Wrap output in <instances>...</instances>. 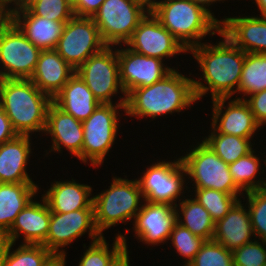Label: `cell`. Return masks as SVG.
<instances>
[{
    "label": "cell",
    "mask_w": 266,
    "mask_h": 266,
    "mask_svg": "<svg viewBox=\"0 0 266 266\" xmlns=\"http://www.w3.org/2000/svg\"><path fill=\"white\" fill-rule=\"evenodd\" d=\"M217 45L201 43L190 49L195 59L200 64L203 80L208 84L193 79L194 92L197 100L209 90L212 100L217 98H230L238 92L241 73L245 62V52L235 46L225 35ZM237 86L234 90V86Z\"/></svg>",
    "instance_id": "6da1fadb"
},
{
    "label": "cell",
    "mask_w": 266,
    "mask_h": 266,
    "mask_svg": "<svg viewBox=\"0 0 266 266\" xmlns=\"http://www.w3.org/2000/svg\"><path fill=\"white\" fill-rule=\"evenodd\" d=\"M197 100L193 79L172 69L166 76L150 86L135 88L126 95V115L140 118L180 112Z\"/></svg>",
    "instance_id": "7a4b0ae2"
},
{
    "label": "cell",
    "mask_w": 266,
    "mask_h": 266,
    "mask_svg": "<svg viewBox=\"0 0 266 266\" xmlns=\"http://www.w3.org/2000/svg\"><path fill=\"white\" fill-rule=\"evenodd\" d=\"M51 103L30 79H0V107L18 135L43 132Z\"/></svg>",
    "instance_id": "3957f363"
},
{
    "label": "cell",
    "mask_w": 266,
    "mask_h": 266,
    "mask_svg": "<svg viewBox=\"0 0 266 266\" xmlns=\"http://www.w3.org/2000/svg\"><path fill=\"white\" fill-rule=\"evenodd\" d=\"M150 12L188 52L207 34L220 32V21L192 0L159 1Z\"/></svg>",
    "instance_id": "277c9868"
},
{
    "label": "cell",
    "mask_w": 266,
    "mask_h": 266,
    "mask_svg": "<svg viewBox=\"0 0 266 266\" xmlns=\"http://www.w3.org/2000/svg\"><path fill=\"white\" fill-rule=\"evenodd\" d=\"M143 197L136 180L113 178L109 189L93 196L94 220L97 230L102 232L119 222L136 218Z\"/></svg>",
    "instance_id": "5b68a950"
},
{
    "label": "cell",
    "mask_w": 266,
    "mask_h": 266,
    "mask_svg": "<svg viewBox=\"0 0 266 266\" xmlns=\"http://www.w3.org/2000/svg\"><path fill=\"white\" fill-rule=\"evenodd\" d=\"M41 51L10 19H0V79H30Z\"/></svg>",
    "instance_id": "8992f818"
},
{
    "label": "cell",
    "mask_w": 266,
    "mask_h": 266,
    "mask_svg": "<svg viewBox=\"0 0 266 266\" xmlns=\"http://www.w3.org/2000/svg\"><path fill=\"white\" fill-rule=\"evenodd\" d=\"M126 97L120 99L117 105L100 103L94 112L82 122L83 146L82 161L89 159L91 165L98 166L103 163L105 155L109 152L116 139L118 130L117 109H125Z\"/></svg>",
    "instance_id": "52a82bcc"
},
{
    "label": "cell",
    "mask_w": 266,
    "mask_h": 266,
    "mask_svg": "<svg viewBox=\"0 0 266 266\" xmlns=\"http://www.w3.org/2000/svg\"><path fill=\"white\" fill-rule=\"evenodd\" d=\"M180 159L196 188L241 195L242 191L236 186L229 172V164L218 157L204 141Z\"/></svg>",
    "instance_id": "ba28073f"
},
{
    "label": "cell",
    "mask_w": 266,
    "mask_h": 266,
    "mask_svg": "<svg viewBox=\"0 0 266 266\" xmlns=\"http://www.w3.org/2000/svg\"><path fill=\"white\" fill-rule=\"evenodd\" d=\"M148 12L133 0H105L92 18L102 41L111 46L125 44Z\"/></svg>",
    "instance_id": "9c48e42d"
},
{
    "label": "cell",
    "mask_w": 266,
    "mask_h": 266,
    "mask_svg": "<svg viewBox=\"0 0 266 266\" xmlns=\"http://www.w3.org/2000/svg\"><path fill=\"white\" fill-rule=\"evenodd\" d=\"M106 46L92 17L74 15L65 23L55 50L77 70L90 56Z\"/></svg>",
    "instance_id": "30bf717a"
},
{
    "label": "cell",
    "mask_w": 266,
    "mask_h": 266,
    "mask_svg": "<svg viewBox=\"0 0 266 266\" xmlns=\"http://www.w3.org/2000/svg\"><path fill=\"white\" fill-rule=\"evenodd\" d=\"M75 73L102 104H112L111 96L118 93V88L125 94L120 82L117 51L114 52L111 46L90 56Z\"/></svg>",
    "instance_id": "8fae6325"
},
{
    "label": "cell",
    "mask_w": 266,
    "mask_h": 266,
    "mask_svg": "<svg viewBox=\"0 0 266 266\" xmlns=\"http://www.w3.org/2000/svg\"><path fill=\"white\" fill-rule=\"evenodd\" d=\"M186 170L179 158L176 162H158L147 168L137 181L144 201L165 203L176 206V199L181 195L184 185L183 174ZM175 205H174V204Z\"/></svg>",
    "instance_id": "7c38bea8"
},
{
    "label": "cell",
    "mask_w": 266,
    "mask_h": 266,
    "mask_svg": "<svg viewBox=\"0 0 266 266\" xmlns=\"http://www.w3.org/2000/svg\"><path fill=\"white\" fill-rule=\"evenodd\" d=\"M87 229L93 242L103 236L95 225L93 203L87 209L68 213L51 212L49 232L42 245L53 255L66 256L65 251L62 249L59 251V247L67 246L87 232Z\"/></svg>",
    "instance_id": "4fadbf2b"
},
{
    "label": "cell",
    "mask_w": 266,
    "mask_h": 266,
    "mask_svg": "<svg viewBox=\"0 0 266 266\" xmlns=\"http://www.w3.org/2000/svg\"><path fill=\"white\" fill-rule=\"evenodd\" d=\"M125 44L136 53L161 60L187 51L151 12L139 22Z\"/></svg>",
    "instance_id": "5bb4252c"
},
{
    "label": "cell",
    "mask_w": 266,
    "mask_h": 266,
    "mask_svg": "<svg viewBox=\"0 0 266 266\" xmlns=\"http://www.w3.org/2000/svg\"><path fill=\"white\" fill-rule=\"evenodd\" d=\"M117 57L124 97L135 88L158 82L172 70V68H165L161 59L136 53L129 48L117 49Z\"/></svg>",
    "instance_id": "9a60e30c"
},
{
    "label": "cell",
    "mask_w": 266,
    "mask_h": 266,
    "mask_svg": "<svg viewBox=\"0 0 266 266\" xmlns=\"http://www.w3.org/2000/svg\"><path fill=\"white\" fill-rule=\"evenodd\" d=\"M176 206L146 201L137 213L134 231L137 238L146 244L157 245L169 240L177 222Z\"/></svg>",
    "instance_id": "2e32d148"
},
{
    "label": "cell",
    "mask_w": 266,
    "mask_h": 266,
    "mask_svg": "<svg viewBox=\"0 0 266 266\" xmlns=\"http://www.w3.org/2000/svg\"><path fill=\"white\" fill-rule=\"evenodd\" d=\"M228 99L217 98L212 100V129L221 134L234 135L247 139L252 138V135L255 134L260 124L256 121L248 103L241 98L233 99L229 102L225 112H223L224 103Z\"/></svg>",
    "instance_id": "e0dca14e"
},
{
    "label": "cell",
    "mask_w": 266,
    "mask_h": 266,
    "mask_svg": "<svg viewBox=\"0 0 266 266\" xmlns=\"http://www.w3.org/2000/svg\"><path fill=\"white\" fill-rule=\"evenodd\" d=\"M220 24V32L245 53L266 54V16L228 17Z\"/></svg>",
    "instance_id": "ac0fdd59"
},
{
    "label": "cell",
    "mask_w": 266,
    "mask_h": 266,
    "mask_svg": "<svg viewBox=\"0 0 266 266\" xmlns=\"http://www.w3.org/2000/svg\"><path fill=\"white\" fill-rule=\"evenodd\" d=\"M44 132L52 136V149L61 151V145L82 161L83 126L82 122L64 112L53 102L47 111Z\"/></svg>",
    "instance_id": "d6986e66"
},
{
    "label": "cell",
    "mask_w": 266,
    "mask_h": 266,
    "mask_svg": "<svg viewBox=\"0 0 266 266\" xmlns=\"http://www.w3.org/2000/svg\"><path fill=\"white\" fill-rule=\"evenodd\" d=\"M42 202L43 204L31 200L16 216L11 228L5 234L11 243L14 244L20 234L24 235V244L45 242L49 232L51 210L44 199Z\"/></svg>",
    "instance_id": "ffe728a7"
},
{
    "label": "cell",
    "mask_w": 266,
    "mask_h": 266,
    "mask_svg": "<svg viewBox=\"0 0 266 266\" xmlns=\"http://www.w3.org/2000/svg\"><path fill=\"white\" fill-rule=\"evenodd\" d=\"M9 19L41 50H55L66 23L36 16L27 7L18 8Z\"/></svg>",
    "instance_id": "44dd1931"
},
{
    "label": "cell",
    "mask_w": 266,
    "mask_h": 266,
    "mask_svg": "<svg viewBox=\"0 0 266 266\" xmlns=\"http://www.w3.org/2000/svg\"><path fill=\"white\" fill-rule=\"evenodd\" d=\"M75 72L56 50H42L30 80L53 99Z\"/></svg>",
    "instance_id": "7402d4cb"
},
{
    "label": "cell",
    "mask_w": 266,
    "mask_h": 266,
    "mask_svg": "<svg viewBox=\"0 0 266 266\" xmlns=\"http://www.w3.org/2000/svg\"><path fill=\"white\" fill-rule=\"evenodd\" d=\"M242 205L239 200L222 219L215 223L212 240L231 251L252 242L250 238L252 234L254 235L249 211L246 212Z\"/></svg>",
    "instance_id": "603a6c76"
},
{
    "label": "cell",
    "mask_w": 266,
    "mask_h": 266,
    "mask_svg": "<svg viewBox=\"0 0 266 266\" xmlns=\"http://www.w3.org/2000/svg\"><path fill=\"white\" fill-rule=\"evenodd\" d=\"M30 135H18L0 146V183H34L26 172Z\"/></svg>",
    "instance_id": "cb8c5ba5"
},
{
    "label": "cell",
    "mask_w": 266,
    "mask_h": 266,
    "mask_svg": "<svg viewBox=\"0 0 266 266\" xmlns=\"http://www.w3.org/2000/svg\"><path fill=\"white\" fill-rule=\"evenodd\" d=\"M52 102L81 122L86 120L100 104L76 73L53 97Z\"/></svg>",
    "instance_id": "d4e9b609"
},
{
    "label": "cell",
    "mask_w": 266,
    "mask_h": 266,
    "mask_svg": "<svg viewBox=\"0 0 266 266\" xmlns=\"http://www.w3.org/2000/svg\"><path fill=\"white\" fill-rule=\"evenodd\" d=\"M92 188L73 181H57L43 195L51 212L68 213L80 209H87L92 203L90 197Z\"/></svg>",
    "instance_id": "484cf974"
},
{
    "label": "cell",
    "mask_w": 266,
    "mask_h": 266,
    "mask_svg": "<svg viewBox=\"0 0 266 266\" xmlns=\"http://www.w3.org/2000/svg\"><path fill=\"white\" fill-rule=\"evenodd\" d=\"M34 183H0V233L6 234L16 216L38 192Z\"/></svg>",
    "instance_id": "4316f807"
},
{
    "label": "cell",
    "mask_w": 266,
    "mask_h": 266,
    "mask_svg": "<svg viewBox=\"0 0 266 266\" xmlns=\"http://www.w3.org/2000/svg\"><path fill=\"white\" fill-rule=\"evenodd\" d=\"M179 205L182 213L177 211L178 208L175 209L177 222L206 241L212 240L215 222L212 220L210 213L195 198L182 200ZM178 213L184 216L183 222L181 220L182 217H179Z\"/></svg>",
    "instance_id": "83f0119b"
},
{
    "label": "cell",
    "mask_w": 266,
    "mask_h": 266,
    "mask_svg": "<svg viewBox=\"0 0 266 266\" xmlns=\"http://www.w3.org/2000/svg\"><path fill=\"white\" fill-rule=\"evenodd\" d=\"M211 135L203 140L225 163L231 164L250 153L252 145L250 139L234 135L217 133L212 129Z\"/></svg>",
    "instance_id": "f1b7e54d"
},
{
    "label": "cell",
    "mask_w": 266,
    "mask_h": 266,
    "mask_svg": "<svg viewBox=\"0 0 266 266\" xmlns=\"http://www.w3.org/2000/svg\"><path fill=\"white\" fill-rule=\"evenodd\" d=\"M266 89V54L246 53L238 92L244 96Z\"/></svg>",
    "instance_id": "f546056e"
},
{
    "label": "cell",
    "mask_w": 266,
    "mask_h": 266,
    "mask_svg": "<svg viewBox=\"0 0 266 266\" xmlns=\"http://www.w3.org/2000/svg\"><path fill=\"white\" fill-rule=\"evenodd\" d=\"M257 156L254 155L252 150L247 155L240 157L237 161L229 164V172L236 186L241 190L250 192L257 189L266 188V181L258 180L256 182L257 172L260 174V162ZM255 178V179H254Z\"/></svg>",
    "instance_id": "4dcf8cb0"
},
{
    "label": "cell",
    "mask_w": 266,
    "mask_h": 266,
    "mask_svg": "<svg viewBox=\"0 0 266 266\" xmlns=\"http://www.w3.org/2000/svg\"><path fill=\"white\" fill-rule=\"evenodd\" d=\"M114 241L111 251L108 250V243L103 236L92 242L78 266H110L114 259L127 248L124 235L118 234Z\"/></svg>",
    "instance_id": "1f68e13d"
},
{
    "label": "cell",
    "mask_w": 266,
    "mask_h": 266,
    "mask_svg": "<svg viewBox=\"0 0 266 266\" xmlns=\"http://www.w3.org/2000/svg\"><path fill=\"white\" fill-rule=\"evenodd\" d=\"M195 189V199L210 213L215 223L222 219L240 200L238 195H230L215 189Z\"/></svg>",
    "instance_id": "d6a6232c"
},
{
    "label": "cell",
    "mask_w": 266,
    "mask_h": 266,
    "mask_svg": "<svg viewBox=\"0 0 266 266\" xmlns=\"http://www.w3.org/2000/svg\"><path fill=\"white\" fill-rule=\"evenodd\" d=\"M7 250L3 266H44L53 254L42 244H22L10 253Z\"/></svg>",
    "instance_id": "836d02e7"
},
{
    "label": "cell",
    "mask_w": 266,
    "mask_h": 266,
    "mask_svg": "<svg viewBox=\"0 0 266 266\" xmlns=\"http://www.w3.org/2000/svg\"><path fill=\"white\" fill-rule=\"evenodd\" d=\"M26 7L34 15L56 22H67L74 16L72 0H33Z\"/></svg>",
    "instance_id": "e575fe53"
},
{
    "label": "cell",
    "mask_w": 266,
    "mask_h": 266,
    "mask_svg": "<svg viewBox=\"0 0 266 266\" xmlns=\"http://www.w3.org/2000/svg\"><path fill=\"white\" fill-rule=\"evenodd\" d=\"M187 266H234L233 254L213 240L205 241Z\"/></svg>",
    "instance_id": "d590c367"
},
{
    "label": "cell",
    "mask_w": 266,
    "mask_h": 266,
    "mask_svg": "<svg viewBox=\"0 0 266 266\" xmlns=\"http://www.w3.org/2000/svg\"><path fill=\"white\" fill-rule=\"evenodd\" d=\"M172 244L176 248L178 254L187 258L185 261L187 266L196 256L197 252L201 249V246L205 243V239L193 234L189 229L183 227L176 222L173 230L170 233Z\"/></svg>",
    "instance_id": "8d00e7d4"
},
{
    "label": "cell",
    "mask_w": 266,
    "mask_h": 266,
    "mask_svg": "<svg viewBox=\"0 0 266 266\" xmlns=\"http://www.w3.org/2000/svg\"><path fill=\"white\" fill-rule=\"evenodd\" d=\"M254 236L266 243V188L245 193Z\"/></svg>",
    "instance_id": "74e56055"
},
{
    "label": "cell",
    "mask_w": 266,
    "mask_h": 266,
    "mask_svg": "<svg viewBox=\"0 0 266 266\" xmlns=\"http://www.w3.org/2000/svg\"><path fill=\"white\" fill-rule=\"evenodd\" d=\"M253 240L232 251L234 266H262L266 264V243Z\"/></svg>",
    "instance_id": "f35d334b"
},
{
    "label": "cell",
    "mask_w": 266,
    "mask_h": 266,
    "mask_svg": "<svg viewBox=\"0 0 266 266\" xmlns=\"http://www.w3.org/2000/svg\"><path fill=\"white\" fill-rule=\"evenodd\" d=\"M248 103L256 121L261 125L266 124V89L250 95Z\"/></svg>",
    "instance_id": "ab89813d"
},
{
    "label": "cell",
    "mask_w": 266,
    "mask_h": 266,
    "mask_svg": "<svg viewBox=\"0 0 266 266\" xmlns=\"http://www.w3.org/2000/svg\"><path fill=\"white\" fill-rule=\"evenodd\" d=\"M105 0H72L73 13L79 17H93Z\"/></svg>",
    "instance_id": "60d3db41"
},
{
    "label": "cell",
    "mask_w": 266,
    "mask_h": 266,
    "mask_svg": "<svg viewBox=\"0 0 266 266\" xmlns=\"http://www.w3.org/2000/svg\"><path fill=\"white\" fill-rule=\"evenodd\" d=\"M17 136L18 134L14 130L10 119L6 115L5 111L0 107V146Z\"/></svg>",
    "instance_id": "b9f144b4"
},
{
    "label": "cell",
    "mask_w": 266,
    "mask_h": 266,
    "mask_svg": "<svg viewBox=\"0 0 266 266\" xmlns=\"http://www.w3.org/2000/svg\"><path fill=\"white\" fill-rule=\"evenodd\" d=\"M16 6L15 8L8 9V4L12 3ZM19 8L18 0H0V19H9L15 11Z\"/></svg>",
    "instance_id": "7bdbcfd3"
},
{
    "label": "cell",
    "mask_w": 266,
    "mask_h": 266,
    "mask_svg": "<svg viewBox=\"0 0 266 266\" xmlns=\"http://www.w3.org/2000/svg\"><path fill=\"white\" fill-rule=\"evenodd\" d=\"M10 240L4 233H0V266H3L4 259L7 253V250L10 246Z\"/></svg>",
    "instance_id": "ee69618b"
},
{
    "label": "cell",
    "mask_w": 266,
    "mask_h": 266,
    "mask_svg": "<svg viewBox=\"0 0 266 266\" xmlns=\"http://www.w3.org/2000/svg\"><path fill=\"white\" fill-rule=\"evenodd\" d=\"M128 250L125 248L110 264V266H129Z\"/></svg>",
    "instance_id": "f6af8a7d"
},
{
    "label": "cell",
    "mask_w": 266,
    "mask_h": 266,
    "mask_svg": "<svg viewBox=\"0 0 266 266\" xmlns=\"http://www.w3.org/2000/svg\"><path fill=\"white\" fill-rule=\"evenodd\" d=\"M65 258L64 255H53L44 266H65Z\"/></svg>",
    "instance_id": "bcb514c9"
},
{
    "label": "cell",
    "mask_w": 266,
    "mask_h": 266,
    "mask_svg": "<svg viewBox=\"0 0 266 266\" xmlns=\"http://www.w3.org/2000/svg\"><path fill=\"white\" fill-rule=\"evenodd\" d=\"M135 2L140 3L145 9L149 12L157 5L158 1L156 0H133Z\"/></svg>",
    "instance_id": "7dc6e473"
},
{
    "label": "cell",
    "mask_w": 266,
    "mask_h": 266,
    "mask_svg": "<svg viewBox=\"0 0 266 266\" xmlns=\"http://www.w3.org/2000/svg\"><path fill=\"white\" fill-rule=\"evenodd\" d=\"M195 4L203 7L204 9H206L211 15L212 13L210 12V10L208 8H206V4L209 6L212 2H216V1H222V0H192Z\"/></svg>",
    "instance_id": "c3c4849f"
},
{
    "label": "cell",
    "mask_w": 266,
    "mask_h": 266,
    "mask_svg": "<svg viewBox=\"0 0 266 266\" xmlns=\"http://www.w3.org/2000/svg\"><path fill=\"white\" fill-rule=\"evenodd\" d=\"M262 16H266V0H255Z\"/></svg>",
    "instance_id": "681fc988"
},
{
    "label": "cell",
    "mask_w": 266,
    "mask_h": 266,
    "mask_svg": "<svg viewBox=\"0 0 266 266\" xmlns=\"http://www.w3.org/2000/svg\"><path fill=\"white\" fill-rule=\"evenodd\" d=\"M33 0H18L19 8L26 7Z\"/></svg>",
    "instance_id": "f907efd6"
}]
</instances>
